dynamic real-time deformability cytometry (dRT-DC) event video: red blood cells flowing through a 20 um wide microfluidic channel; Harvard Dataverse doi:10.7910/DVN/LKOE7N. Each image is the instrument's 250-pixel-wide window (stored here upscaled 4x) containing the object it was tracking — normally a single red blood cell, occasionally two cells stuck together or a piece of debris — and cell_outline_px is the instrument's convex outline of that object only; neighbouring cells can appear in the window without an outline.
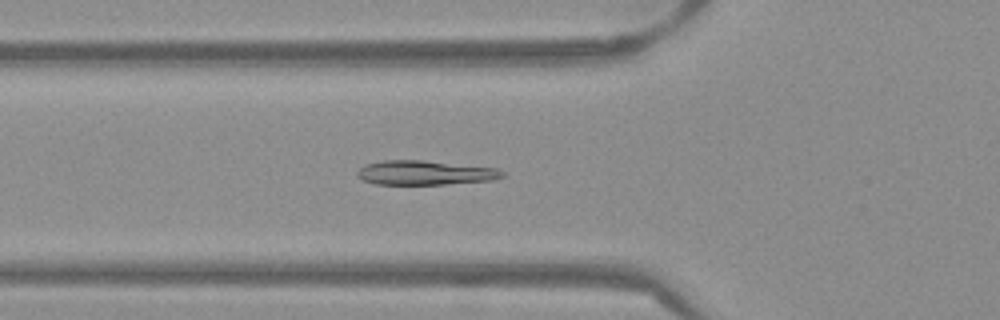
{"species": "Egyptian fruit bat (a non-hibernating species)", "species_latin": "Rousettus aegyptiacus", "temperature_condition": "warm", "stored_images_in_passage": 53, "camera_frame_rate_fps": 3000, "um_per_image_px": 0.085, "frame": {"image": 1, "passage_image": 19, "time_ms": 6.0, "image_size_px": [1000, 320], "cell_outline_px": [[508, 176], [496, 180], [444, 184], [376, 184], [364, 180], [356, 176], [356, 172], [364, 164], [384, 160], [420, 160], [496, 168], [504, 172]], "centroid_in_image_um": [36.15, 14.68], "position_along_channel_um": 89.7, "area_um2": 20.63}}
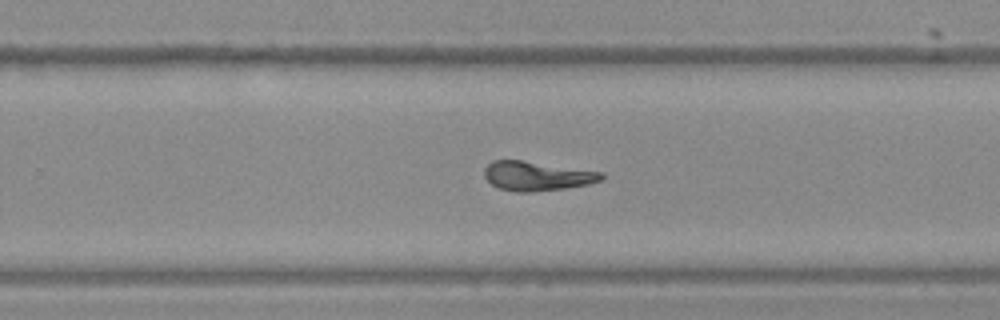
{"frame": {"image": 2, "passage_image": 34, "time_ms": 11.0, "image_size_px": [1000, 320], "cell_outline_px": [[604, 180], [588, 184], [564, 188], [532, 192], [516, 192], [500, 188], [492, 184], [484, 176], [484, 168], [492, 160], [520, 160], [604, 172]], "centroid_in_image_um": [45.65, 14.96], "position_along_channel_um": 284.1, "area_um2": 19.94}}
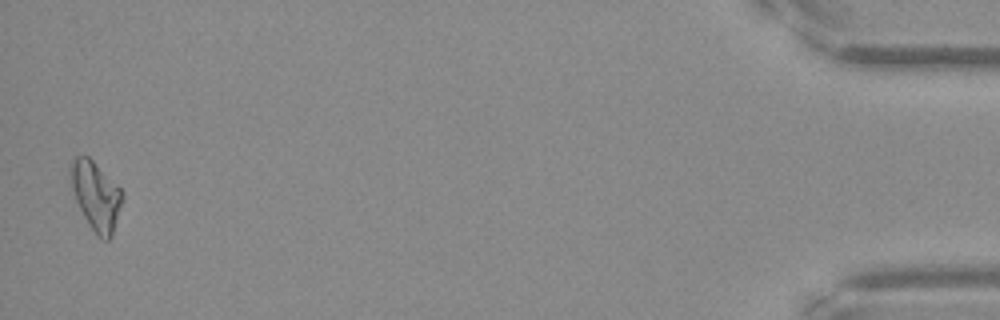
{"frame": {"image": 3, "passage_image": 52, "time_ms": 17.0, "image_size_px": [1000, 320], "cell_outline_px": [[124, 196], [112, 236], [108, 240], [104, 240], [96, 236], [88, 224], [76, 200], [72, 188], [68, 172], [68, 164], [76, 156], [88, 156], [124, 192]], "centroid_in_image_um": [8.14, 16.64], "position_along_channel_um": 427.1, "area_um2": 20.75}, "authors_computed_cell_mechanics": {"area_um2": 20.2878, "velocity_mm_per_s": 3.8757, "shape_relaxation_time_tau1_ms": 5.7974, "shape_relaxation_time_tau2_ms": 2.056, "deformation_change_tau1": 0.2068, "deformation_change_tau2": 0.0704}}